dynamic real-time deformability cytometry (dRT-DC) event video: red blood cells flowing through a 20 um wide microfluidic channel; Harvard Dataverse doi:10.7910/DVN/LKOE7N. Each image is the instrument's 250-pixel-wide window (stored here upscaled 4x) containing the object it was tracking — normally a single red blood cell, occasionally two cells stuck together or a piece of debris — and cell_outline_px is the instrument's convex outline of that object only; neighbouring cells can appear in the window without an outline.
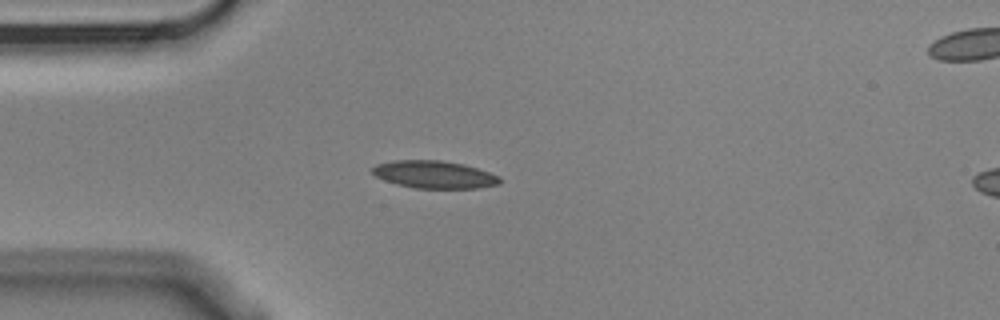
{"species": "Egyptian fruit bat (a non-hibernating species)", "species_latin": "Rousettus aegyptiacus", "temperature_condition": "cold", "stored_images_in_passage": 4, "segment_of_instrument_passage": [1, 2], "camera_frame_rate_fps": 3000, "um_per_image_px": 0.085, "animal": {"sex": "male"}, "frame": {"image": 1, "passage_image": 3, "time_ms": 0.667, "image_size_px": [1000, 320], "cell_outline_px": [[500, 184], [476, 188], [416, 188], [396, 184], [384, 180], [376, 176], [372, 172], [372, 168], [376, 164], [392, 160], [440, 160], [464, 164], [500, 176]], "centroid_in_image_um": [36.89, 14.83], "position_along_channel_um": 48.1, "area_um2": 20.4}}